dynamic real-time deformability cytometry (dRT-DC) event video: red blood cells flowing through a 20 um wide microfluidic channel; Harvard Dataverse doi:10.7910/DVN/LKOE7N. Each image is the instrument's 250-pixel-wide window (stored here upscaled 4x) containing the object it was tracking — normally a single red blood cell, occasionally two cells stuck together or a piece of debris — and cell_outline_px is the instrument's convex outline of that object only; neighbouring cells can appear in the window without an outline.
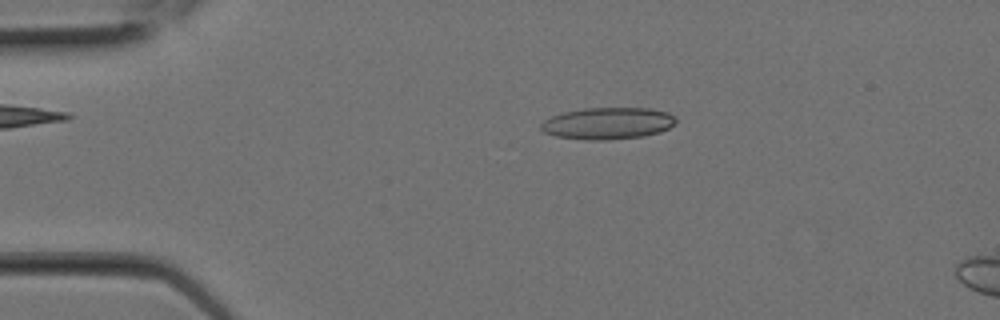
{"species": "Egyptian fruit bat (a non-hibernating species)", "species_latin": "Rousettus aegyptiacus", "temperature_condition": "room temperature", "stored_images_in_passage": 7, "camera_frame_rate_fps": 3000, "um_per_image_px": 0.085, "animal": {"sex": "female"}, "frame": {"image": 1, "passage_image": 5, "time_ms": 1.333, "image_size_px": [1000, 320], "cell_outline_px": [[676, 120], [668, 128], [660, 132], [644, 136], [604, 140], [584, 140], [556, 136], [544, 132], [540, 128], [540, 124], [544, 120], [552, 116], [564, 112], [584, 108], [648, 108], [668, 112], [676, 116]], "centroid_in_image_um": [51.65, 10.48], "position_along_channel_um": 33.3, "area_um2": 25.03}}